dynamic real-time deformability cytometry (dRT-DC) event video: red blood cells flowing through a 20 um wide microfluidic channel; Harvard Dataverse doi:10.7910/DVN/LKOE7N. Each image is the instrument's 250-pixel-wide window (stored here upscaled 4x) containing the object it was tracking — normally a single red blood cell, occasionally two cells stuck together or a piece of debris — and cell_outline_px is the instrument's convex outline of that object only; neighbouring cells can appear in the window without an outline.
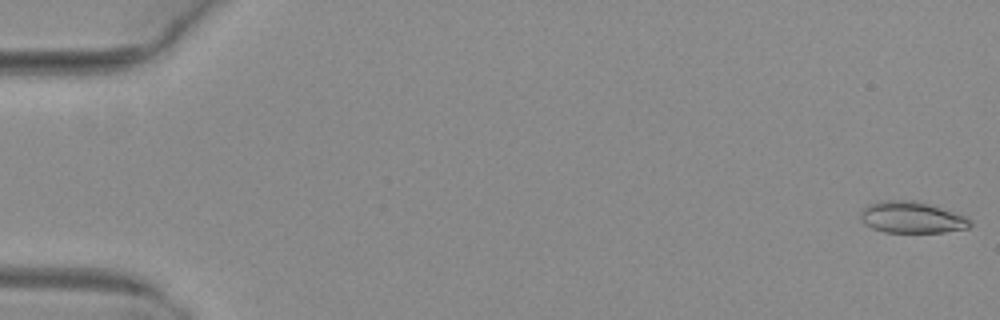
{"species": "common noctule bat (a hibernating species)", "species_latin": "Nyctalus noctula", "temperature_condition": "warm", "stored_images_in_passage": 5, "camera_frame_rate_fps": 3000, "um_per_image_px": 0.085, "animal": {"sex": "female", "body_mass_g": 29.2, "forearm_length_mm": 56.3}, "frame": {"image": 1, "passage_image": 1, "time_ms": 0.0, "image_size_px": [1000, 320], "cell_outline_px": [[972, 224], [968, 228], [944, 232], [884, 232], [872, 228], [864, 224], [860, 216], [860, 212], [868, 204], [884, 200], [916, 200], [964, 216], [972, 220]], "centroid_in_image_um": [77.47, 18.48], "position_along_channel_um": 7.5, "area_um2": 20.0}}
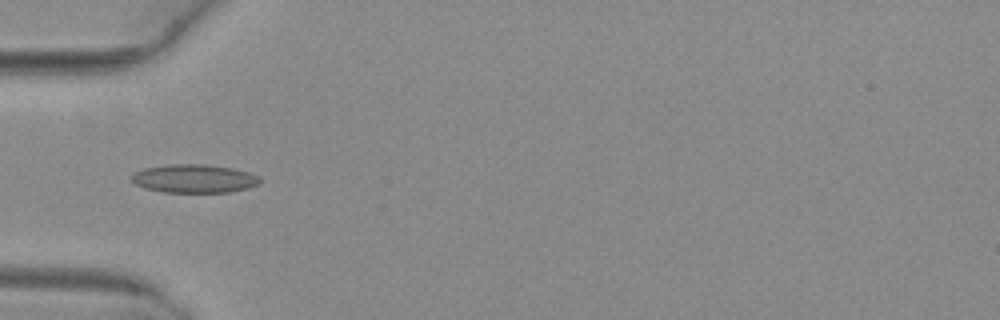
{"frame": {"image": 2, "passage_image": 5, "time_ms": 1.333, "image_size_px": [1000, 320], "cell_outline_px": [[260, 184], [248, 188], [232, 192], [164, 192], [144, 188], [136, 184], [132, 180], [132, 176], [136, 172], [144, 168], [172, 164], [204, 164], [232, 168], [248, 172], [260, 176]], "centroid_in_image_um": [16.55, 15.18], "position_along_channel_um": 68.5, "area_um2": 21.21}}